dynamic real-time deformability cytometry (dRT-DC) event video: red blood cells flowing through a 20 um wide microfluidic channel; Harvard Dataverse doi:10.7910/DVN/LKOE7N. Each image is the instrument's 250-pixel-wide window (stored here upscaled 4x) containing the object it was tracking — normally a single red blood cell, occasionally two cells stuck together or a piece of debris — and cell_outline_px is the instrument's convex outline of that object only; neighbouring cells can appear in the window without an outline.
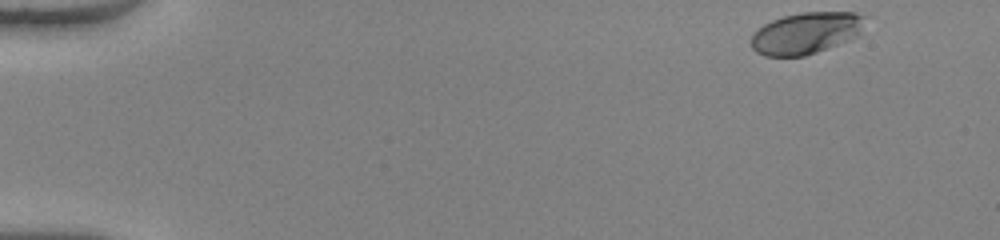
{"species": "human", "species_latin": "Homo sapiens", "temperature_condition": "warm", "stored_images_in_passage": 48, "camera_frame_rate_fps": 3000, "um_per_image_px": 0.085, "donor": {"sex": "female"}, "frame": {"image": 1, "passage_image": 1, "time_ms": 0.0, "image_size_px": [1000, 240], "cell_outline_px": [[868, 16], [860, 36], [816, 52], [804, 56], [764, 56], [756, 52], [752, 48], [752, 36], [764, 24], [772, 20], [784, 16], [800, 12], [856, 12]], "centroid_in_image_um": [68.59, 2.8], "position_along_channel_um": 16.4, "area_um2": 27.8}}
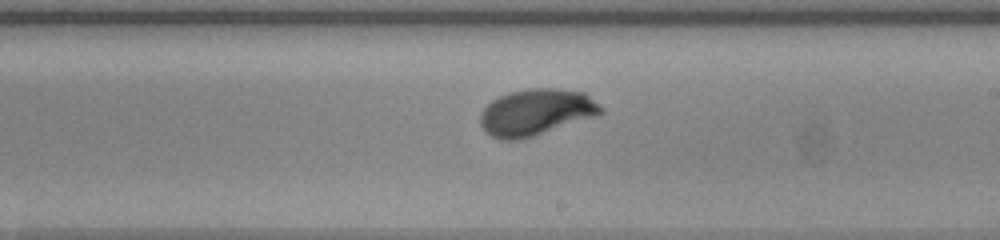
{"frame": {"image": 2, "passage_image": 28, "time_ms": 9.0, "image_size_px": [1000, 240], "cell_outline_px": [[604, 112], [520, 140], [500, 140], [492, 136], [480, 124], [480, 112], [492, 100], [500, 96], [512, 92], [532, 88], [556, 88], [584, 92], [604, 108]], "centroid_in_image_um": [45.54, 9.53], "position_along_channel_um": 243.5, "area_um2": 32.02}}
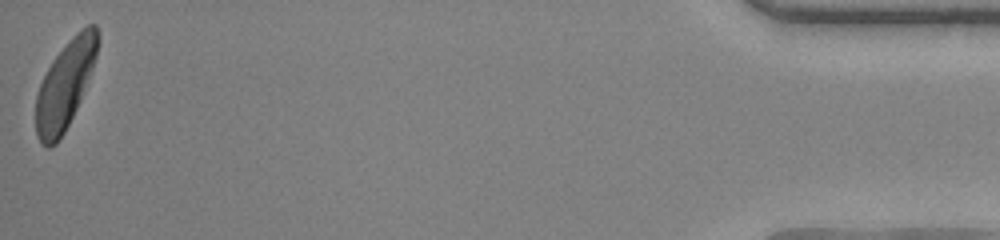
{"frame": {"image": 3, "passage_image": 48, "time_ms": 15.667, "image_size_px": [1000, 240], "cell_outline_px": [[100, 40], [96, 56], [92, 68], [80, 100], [64, 132], [56, 144], [52, 148], [48, 148], [40, 144], [36, 136], [36, 96], [40, 84], [52, 60], [68, 40], [80, 28], [88, 24], [96, 24]], "centroid_in_image_um": [5.53, 7.2], "position_along_channel_um": 429.7, "area_um2": 31.44}, "authors_computed_cell_mechanics": {"area_um2": 30.9519, "velocity_mm_per_s": 4.0728, "shape_relaxation_time_tau1_ms": 2.6179, "shape_relaxation_time_tau2_ms": null, "deformation_change_tau1": 0.1671, "deformation_change_tau2": null}}